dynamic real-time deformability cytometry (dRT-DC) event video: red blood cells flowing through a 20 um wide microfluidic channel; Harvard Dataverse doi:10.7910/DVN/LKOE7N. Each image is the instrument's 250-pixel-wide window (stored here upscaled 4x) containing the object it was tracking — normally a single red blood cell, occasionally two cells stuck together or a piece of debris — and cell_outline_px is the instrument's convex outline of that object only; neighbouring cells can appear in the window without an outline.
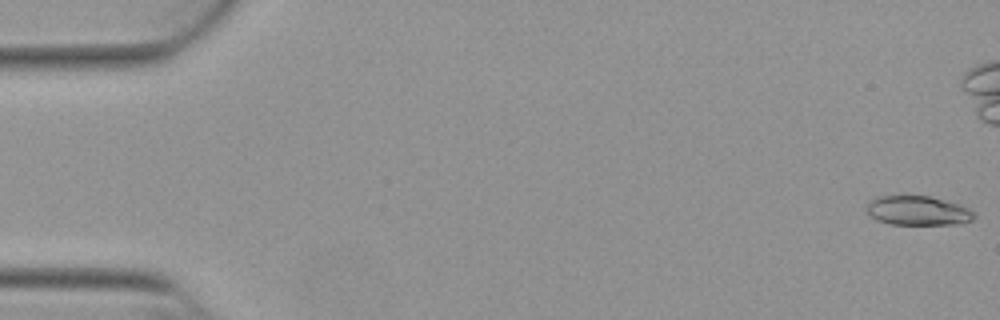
{"species": "Egyptian fruit bat (a non-hibernating species)", "species_latin": "Rousettus aegyptiacus", "temperature_condition": "warm", "stored_images_in_passage": 54, "camera_frame_rate_fps": 3000, "um_per_image_px": 0.085, "animal": {"sex": "female"}, "frame": {"image": 1, "passage_image": 1, "time_ms": 0.0, "image_size_px": [1000, 320], "cell_outline_px": [[976, 216], [972, 220], [960, 224], [892, 224], [876, 220], [864, 208], [876, 196], [928, 196], [960, 204], [976, 212]], "centroid_in_image_um": [78.05, 17.91], "position_along_channel_um": 6.9, "area_um2": 18.38}}
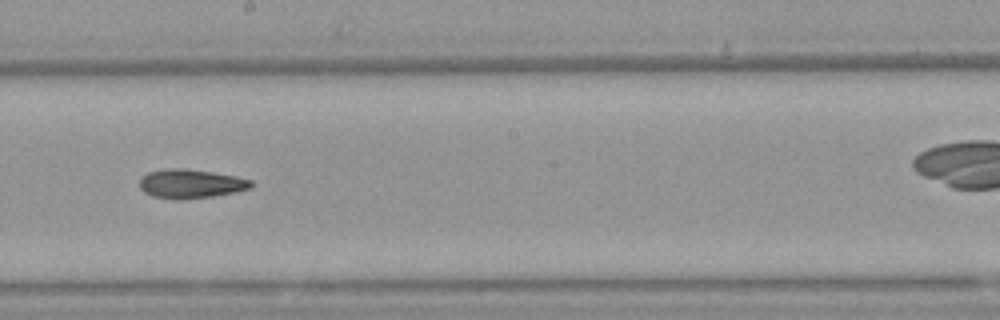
{"frame": {"image": 2, "passage_image": 30, "time_ms": 9.667, "image_size_px": [1000, 320], "cell_outline_px": [[256, 184], [252, 188], [236, 192], [212, 196], [180, 200], [176, 200], [152, 196], [144, 192], [140, 188], [140, 176], [148, 172], [168, 168], [180, 168], [212, 172], [236, 176], [252, 180]], "centroid_in_image_um": [16.23, 15.62], "position_along_channel_um": 232.0, "area_um2": 19.07}}
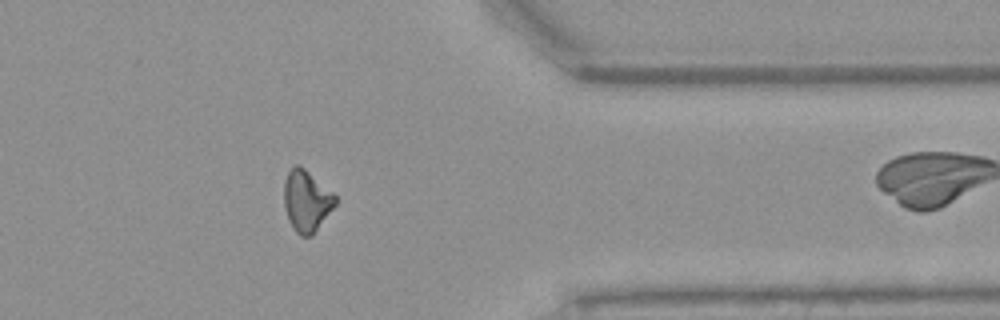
{"frame": {"image": 3, "passage_image": 43, "time_ms": 14.0, "image_size_px": [1000, 320], "cell_outline_px": [[336, 204], [312, 236], [300, 236], [296, 232], [288, 220], [284, 208], [284, 180], [288, 172], [296, 164], [300, 164], [332, 192], [336, 196]], "centroid_in_image_um": [26.04, 17.08], "position_along_channel_um": 385.4, "area_um2": 18.32}}